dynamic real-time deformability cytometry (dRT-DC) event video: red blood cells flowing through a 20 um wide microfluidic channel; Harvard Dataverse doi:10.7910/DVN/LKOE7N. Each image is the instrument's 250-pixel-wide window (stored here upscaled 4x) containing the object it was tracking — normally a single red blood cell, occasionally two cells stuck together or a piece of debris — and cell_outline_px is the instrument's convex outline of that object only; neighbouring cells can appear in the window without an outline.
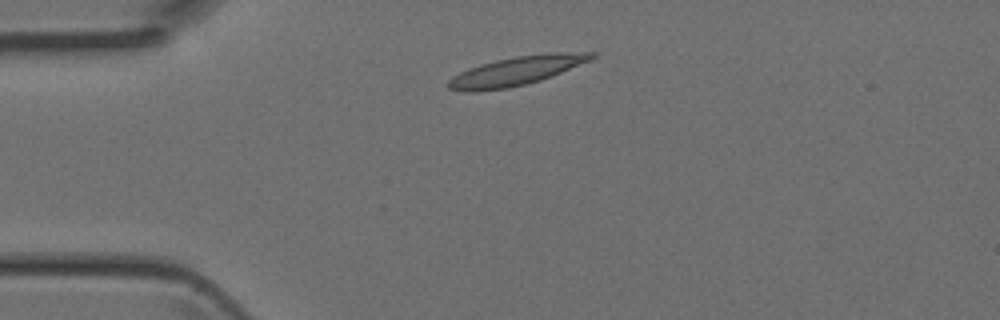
{"species": "Egyptian fruit bat (a non-hibernating species)", "species_latin": "Rousettus aegyptiacus", "temperature_condition": "room temperature", "stored_images_in_passage": 3, "camera_frame_rate_fps": 3000, "um_per_image_px": 0.085, "animal": {"sex": "female"}, "frame": {"image": 1, "passage_image": 2, "time_ms": 0.333, "image_size_px": [1000, 320], "cell_outline_px": [[596, 56], [592, 60], [540, 80], [508, 88], [476, 92], [460, 92], [448, 88], [444, 84], [452, 76], [468, 68], [480, 64], [496, 60], [516, 56], [548, 52], [596, 52]], "centroid_in_image_um": [43.84, 6.03], "position_along_channel_um": 41.2, "area_um2": 24.39}}